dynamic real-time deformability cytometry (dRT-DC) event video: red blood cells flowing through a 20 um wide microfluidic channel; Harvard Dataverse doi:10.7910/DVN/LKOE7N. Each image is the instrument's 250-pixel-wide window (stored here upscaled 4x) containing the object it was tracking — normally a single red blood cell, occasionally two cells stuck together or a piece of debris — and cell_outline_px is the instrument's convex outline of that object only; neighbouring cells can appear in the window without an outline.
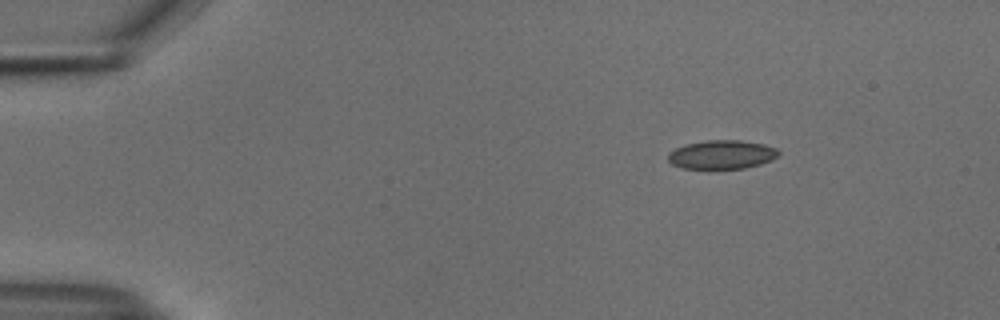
{"species": "common noctule bat (a hibernating species)", "species_latin": "Nyctalus noctula", "temperature_condition": "cold", "stored_images_in_passage": 47, "camera_frame_rate_fps": 3000, "um_per_image_px": 0.085, "animal": {"sex": "male", "body_mass_g": 18.8}, "frame": {"image": 1, "passage_image": 1, "time_ms": 0.0, "image_size_px": [1000, 320], "cell_outline_px": [[780, 152], [772, 160], [760, 164], [744, 168], [708, 172], [680, 168], [672, 164], [668, 160], [668, 152], [684, 144], [708, 140], [740, 140], [764, 144], [776, 148]], "centroid_in_image_um": [61.29, 13.19], "position_along_channel_um": 23.7, "area_um2": 19.42}}
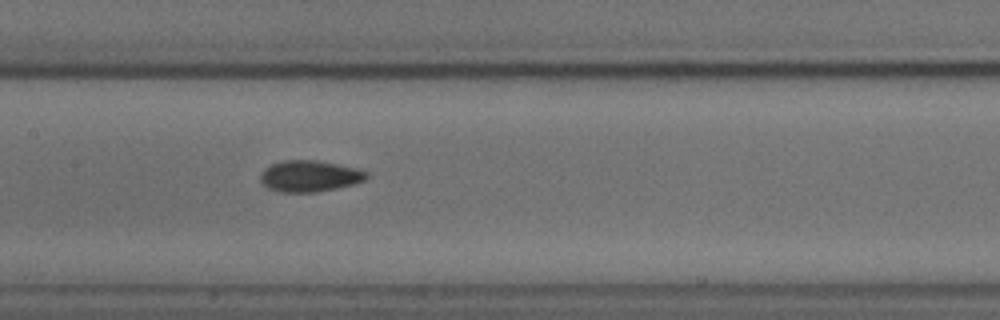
{"frame": {"image": 2, "passage_image": 20, "time_ms": 6.333, "image_size_px": [1000, 320], "cell_outline_px": [[368, 176], [364, 180], [352, 184], [336, 188], [316, 192], [280, 192], [268, 188], [260, 180], [260, 172], [264, 168], [272, 164], [284, 160], [316, 160], [356, 168], [368, 172]], "centroid_in_image_um": [26.28, 14.96], "position_along_channel_um": 181.1, "area_um2": 19.25}}
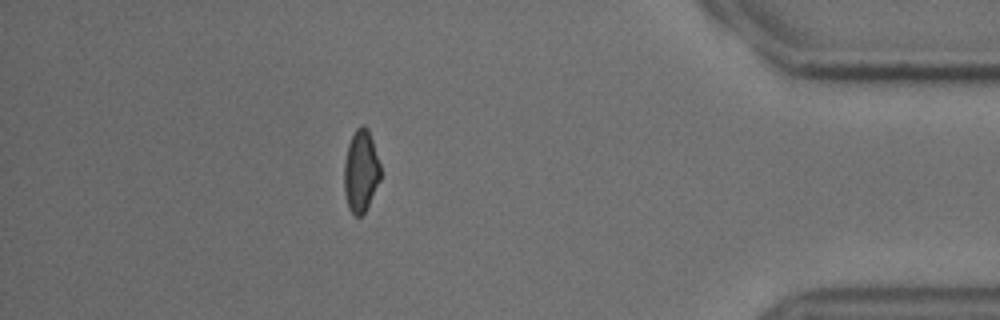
{"frame": {"image": 3, "passage_image": 41, "time_ms": 13.333, "image_size_px": [1000, 320], "cell_outline_px": [[380, 180], [364, 212], [360, 216], [356, 216], [348, 208], [344, 192], [344, 160], [348, 144], [356, 128], [360, 124], [364, 124], [368, 128], [380, 164]], "centroid_in_image_um": [30.66, 14.51], "position_along_channel_um": 404.5, "area_um2": 17.34}, "authors_computed_cell_mechanics": {"area_um2": 18.8428, "velocity_mm_per_s": 3.7494, "shape_relaxation_time_tau1_ms": 4.835, "shape_relaxation_time_tau2_ms": 2.4765, "deformation_change_tau1": 0.0937, "deformation_change_tau2": 0.0634}}